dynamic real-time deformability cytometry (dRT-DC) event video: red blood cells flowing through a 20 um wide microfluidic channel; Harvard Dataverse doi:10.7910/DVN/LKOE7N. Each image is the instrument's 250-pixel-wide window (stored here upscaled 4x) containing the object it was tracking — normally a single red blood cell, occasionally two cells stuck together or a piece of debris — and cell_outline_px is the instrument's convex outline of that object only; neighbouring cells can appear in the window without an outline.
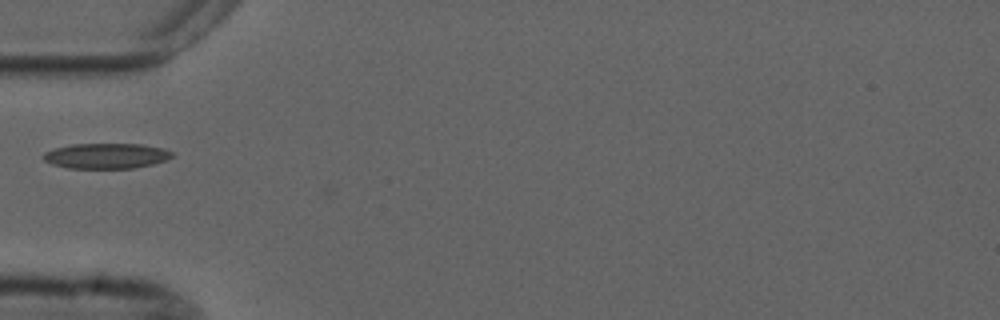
{"species": "common noctule bat (a hibernating species)", "species_latin": "Nyctalus noctula", "temperature_condition": "cold", "stored_images_in_passage": 1, "camera_frame_rate_fps": 3000, "um_per_image_px": 0.085, "animal": {"sex": "male", "forearm_length_mm": 52.5}, "frame": {"image": 1, "passage_image": 1, "time_ms": 0.0, "image_size_px": [1000, 320], "cell_outline_px": [[176, 152], [172, 156], [164, 160], [152, 164], [132, 168], [68, 168], [52, 164], [44, 160], [40, 156], [44, 152], [52, 148], [72, 144], [140, 144], [164, 148]], "centroid_in_image_um": [8.99, 13.24], "position_along_channel_um": 76.0, "area_um2": 19.13}}